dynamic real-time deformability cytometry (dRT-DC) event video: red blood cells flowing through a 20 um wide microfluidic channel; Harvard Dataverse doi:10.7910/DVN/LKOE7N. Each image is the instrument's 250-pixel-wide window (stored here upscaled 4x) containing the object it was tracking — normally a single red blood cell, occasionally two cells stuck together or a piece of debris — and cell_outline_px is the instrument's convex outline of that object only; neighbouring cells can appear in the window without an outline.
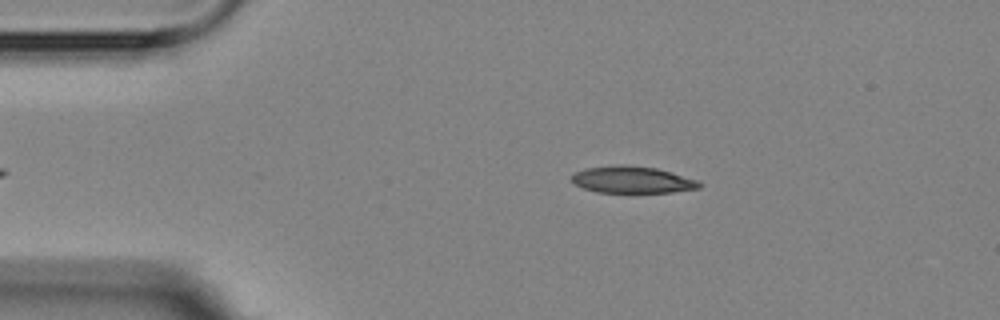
{"species": "Egyptian fruit bat (a non-hibernating species)", "species_latin": "Rousettus aegyptiacus", "temperature_condition": "room temperature", "stored_images_in_passage": 3, "camera_frame_rate_fps": 3000, "um_per_image_px": 0.085, "animal": {"sex": "female"}, "frame": {"image": 1, "passage_image": 2, "time_ms": 1.0, "image_size_px": [1000, 320], "cell_outline_px": [[704, 184], [700, 188], [672, 192], [596, 192], [584, 188], [576, 184], [572, 180], [572, 176], [576, 172], [584, 168], [620, 164], [624, 164], [656, 168], [672, 172], [700, 180]], "centroid_in_image_um": [53.81, 15.27], "position_along_channel_um": 31.2, "area_um2": 20.06}}
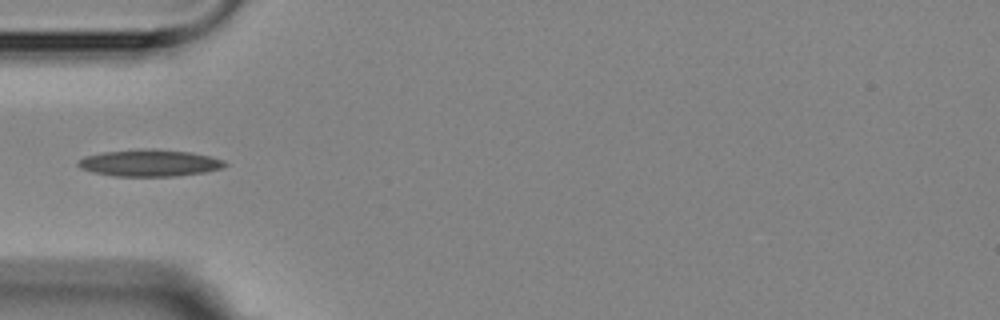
{"frame": {"image": 2, "passage_image": 3, "time_ms": 3.333, "image_size_px": [1000, 320], "cell_outline_px": [[228, 164], [220, 168], [204, 172], [176, 176], [116, 176], [92, 172], [80, 168], [76, 164], [84, 156], [104, 152], [144, 148], [152, 148], [192, 152], [224, 160]], "centroid_in_image_um": [12.7, 13.84], "position_along_channel_um": 72.3, "area_um2": 22.95}}